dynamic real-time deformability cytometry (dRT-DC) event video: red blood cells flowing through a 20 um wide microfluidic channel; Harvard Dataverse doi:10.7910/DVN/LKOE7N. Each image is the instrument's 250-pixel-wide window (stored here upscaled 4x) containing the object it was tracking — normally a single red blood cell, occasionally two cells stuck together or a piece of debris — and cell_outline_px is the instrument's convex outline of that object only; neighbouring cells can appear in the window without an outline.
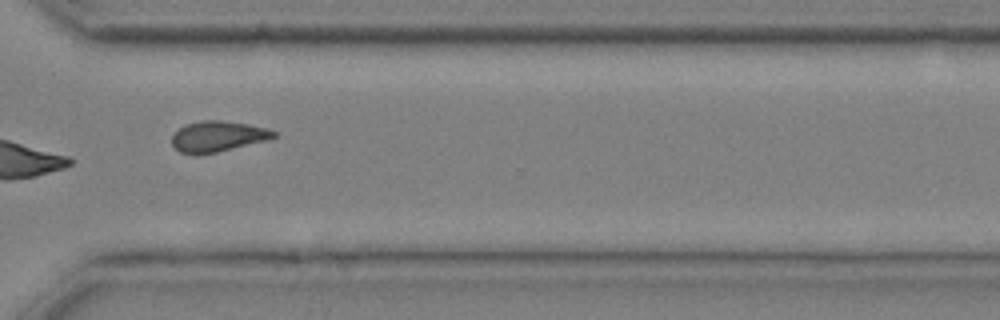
{"species": "common noctule bat (a hibernating species)", "species_latin": "Nyctalus noctula", "temperature_condition": "cold", "stored_images_in_passage": 13, "camera_frame_rate_fps": 3000, "um_per_image_px": 0.085, "animal": {"sex": "male", "body_mass_g": 20.4}, "frame": {"image": 1, "passage_image": 11, "time_ms": 3.333, "image_size_px": [1000, 320], "cell_outline_px": [[276, 136], [272, 140], [216, 152], [180, 152], [172, 144], [172, 136], [184, 124], [200, 120], [220, 120], [248, 124], [268, 128], [276, 132]], "centroid_in_image_um": [18.59, 11.56], "position_along_channel_um": 352.0, "area_um2": 18.03}}